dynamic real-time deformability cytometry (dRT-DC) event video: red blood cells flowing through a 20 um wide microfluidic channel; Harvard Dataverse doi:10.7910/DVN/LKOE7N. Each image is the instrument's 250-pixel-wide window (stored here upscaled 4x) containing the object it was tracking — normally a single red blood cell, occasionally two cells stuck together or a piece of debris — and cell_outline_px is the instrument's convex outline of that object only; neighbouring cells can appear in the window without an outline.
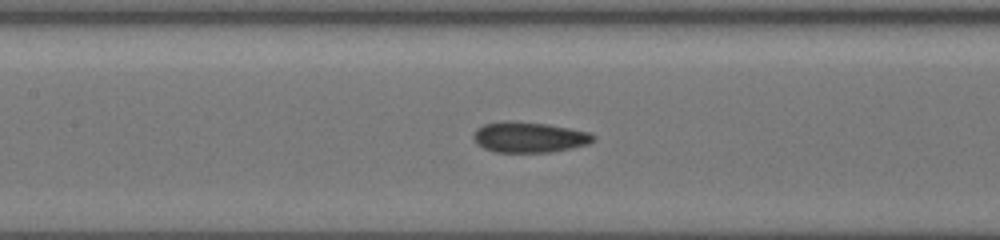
{"species": "common noctule bat (a hibernating species)", "species_latin": "Nyctalus noctula", "temperature_condition": "cold", "stored_images_in_passage": 12, "camera_frame_rate_fps": 3000, "um_per_image_px": 0.085, "animal": {"sex": "female", "body_mass_g": 19.5, "forearm_length_mm": 54.1}, "frame": {"image": 1, "passage_image": 6, "time_ms": 4.0, "image_size_px": [1000, 240], "cell_outline_px": [[596, 140], [588, 144], [572, 148], [552, 152], [496, 152], [484, 148], [476, 144], [472, 136], [476, 128], [484, 124], [504, 120], [508, 120], [548, 124], [592, 132], [596, 136]], "centroid_in_image_um": [45.0, 11.65], "position_along_channel_um": 162.4, "area_um2": 21.73}}
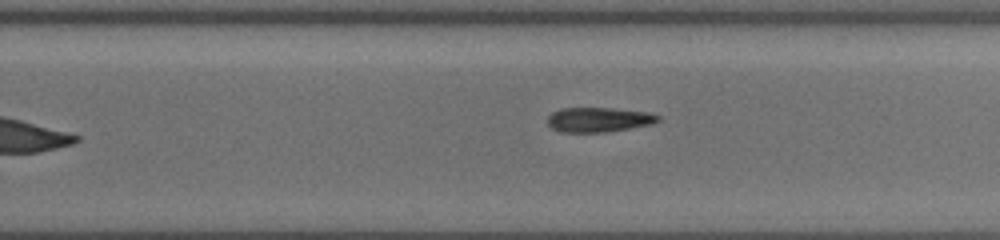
{"frame": {"image": 2, "passage_image": 12, "time_ms": 8.333, "image_size_px": [1000, 240], "cell_outline_px": [[660, 120], [652, 124], [604, 132], [560, 132], [552, 128], [548, 124], [548, 116], [552, 112], [560, 108], [612, 108], [648, 112], [660, 116]], "centroid_in_image_um": [50.87, 10.16], "position_along_channel_um": 278.9, "area_um2": 15.84}}